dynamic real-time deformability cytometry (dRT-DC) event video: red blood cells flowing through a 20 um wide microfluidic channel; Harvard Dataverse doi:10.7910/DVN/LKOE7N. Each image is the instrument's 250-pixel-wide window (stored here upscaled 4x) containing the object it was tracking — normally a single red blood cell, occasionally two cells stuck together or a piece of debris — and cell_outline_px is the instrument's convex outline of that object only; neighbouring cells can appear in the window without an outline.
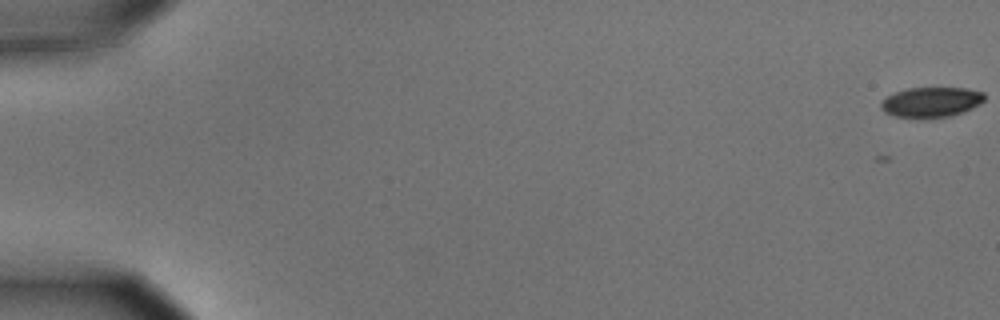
{"species": "common noctule bat (a hibernating species)", "species_latin": "Nyctalus noctula", "temperature_condition": "cold", "stored_images_in_passage": 11, "camera_frame_rate_fps": 3000, "um_per_image_px": 0.085, "animal": {"sex": "male", "body_mass_g": 15.6}, "frame": {"image": 1, "passage_image": 1, "time_ms": 0.0, "image_size_px": [1000, 320], "cell_outline_px": [[984, 100], [980, 104], [972, 108], [948, 116], [928, 120], [924, 120], [896, 116], [884, 112], [880, 108], [880, 100], [892, 92], [908, 88], [968, 88], [984, 92]], "centroid_in_image_um": [79.09, 8.69], "position_along_channel_um": 5.9, "area_um2": 18.67}}